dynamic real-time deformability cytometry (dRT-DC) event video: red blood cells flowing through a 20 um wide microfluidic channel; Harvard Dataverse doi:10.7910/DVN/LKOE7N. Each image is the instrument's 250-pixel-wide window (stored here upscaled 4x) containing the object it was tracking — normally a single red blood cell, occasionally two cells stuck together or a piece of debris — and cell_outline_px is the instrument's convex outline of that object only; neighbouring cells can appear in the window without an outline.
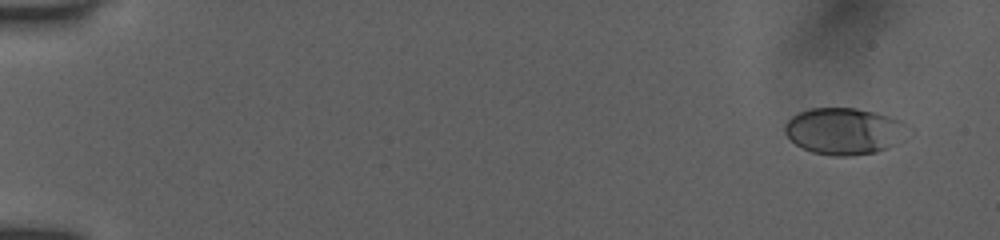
{"species": "human", "species_latin": "Homo sapiens", "temperature_condition": "room temperature", "stored_images_in_passage": 44, "camera_frame_rate_fps": 3000, "um_per_image_px": 0.085, "donor": {"sex": "female"}, "frame": {"image": 1, "passage_image": 3, "time_ms": 1.0, "image_size_px": [1000, 240], "cell_outline_px": [[904, 124], [892, 144], [876, 152], [848, 156], [832, 156], [812, 152], [796, 144], [784, 132], [784, 124], [792, 116], [808, 108], [856, 108], [888, 116], [900, 120]], "centroid_in_image_um": [71.59, 11.13], "position_along_channel_um": 13.4, "area_um2": 32.25}}
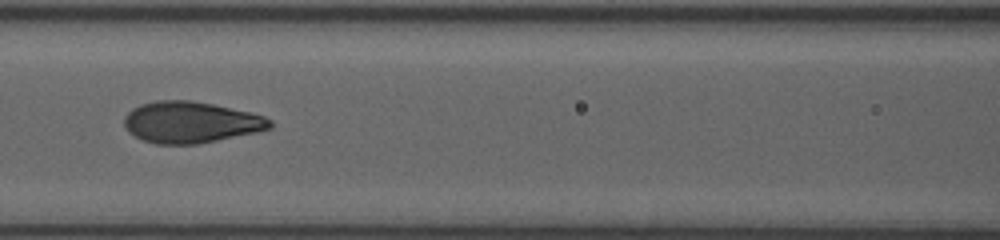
{"frame": {"image": 2, "passage_image": 20, "time_ms": 8.333, "image_size_px": [1000, 240], "cell_outline_px": [[272, 128], [256, 132], [196, 144], [156, 144], [144, 140], [128, 132], [124, 124], [124, 116], [132, 108], [140, 104], [156, 100], [192, 100], [252, 112], [264, 116], [272, 120]], "centroid_in_image_um": [16.21, 10.38], "position_along_channel_um": 150.4, "area_um2": 35.14}}
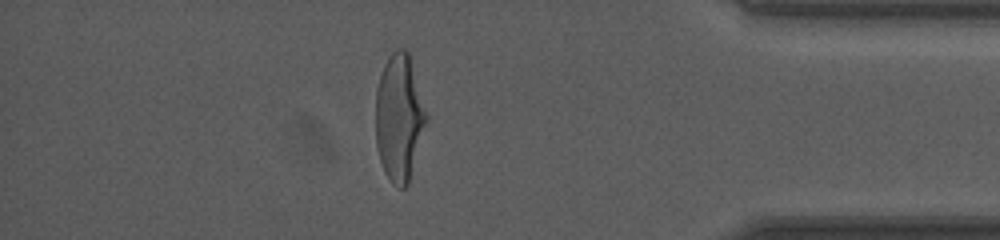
{"frame": {"image": 3, "passage_image": 39, "time_ms": 15.333, "image_size_px": [1000, 240], "cell_outline_px": [[428, 120], [408, 184], [404, 188], [400, 188], [392, 184], [384, 172], [380, 160], [376, 144], [376, 88], [384, 64], [392, 52], [396, 48], [404, 48], [408, 52], [428, 116]], "centroid_in_image_um": [33.93, 10.02], "position_along_channel_um": 401.3, "area_um2": 37.45}, "authors_computed_cell_mechanics": {"area_um2": 34.9401, "velocity_mm_per_s": 3.9984, "shape_relaxation_time_tau1_ms": 3.9005, "shape_relaxation_time_tau2_ms": null, "deformation_change_tau1": 0.2063, "deformation_change_tau2": null}}